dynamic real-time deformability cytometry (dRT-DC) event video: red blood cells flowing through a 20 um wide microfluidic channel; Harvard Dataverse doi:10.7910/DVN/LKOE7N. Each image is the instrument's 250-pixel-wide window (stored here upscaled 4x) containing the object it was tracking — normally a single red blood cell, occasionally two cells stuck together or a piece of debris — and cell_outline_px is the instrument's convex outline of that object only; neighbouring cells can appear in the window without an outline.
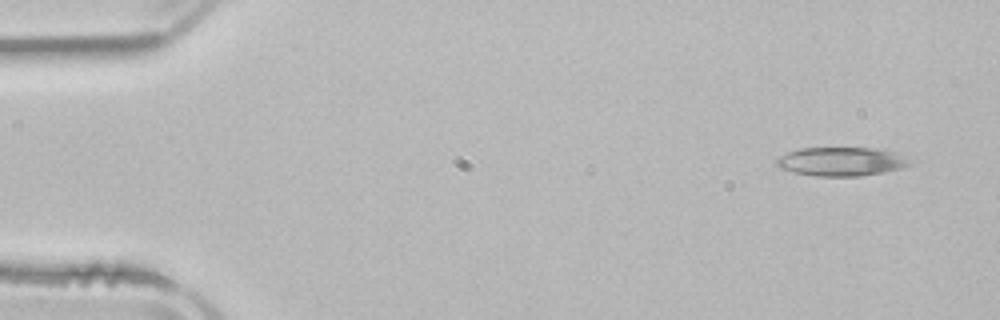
{"species": "common noctule bat (a hibernating species)", "species_latin": "Nyctalus noctula", "temperature_condition": "room temperature", "stored_images_in_passage": 4, "camera_frame_rate_fps": 3000, "um_per_image_px": 0.085, "animal": {"sex": "male", "body_mass_g": 21.5, "forearm_length_mm": 52.0}, "frame": {"image": 1, "passage_image": 1, "time_ms": 0.0, "image_size_px": [1000, 320], "cell_outline_px": [[908, 164], [900, 168], [860, 176], [816, 176], [796, 172], [780, 168], [776, 164], [776, 160], [780, 156], [788, 152], [800, 148], [876, 148], [896, 152], [904, 156]], "centroid_in_image_um": [71.46, 13.72], "position_along_channel_um": 13.5, "area_um2": 21.91}}
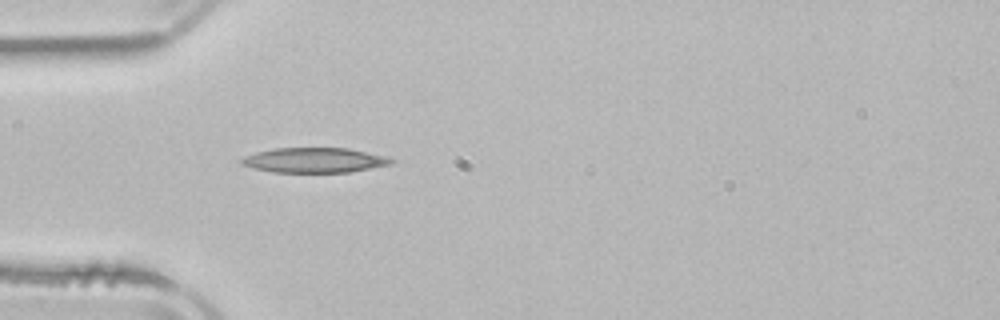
{"frame": {"image": 2, "passage_image": 4, "time_ms": 4.0, "image_size_px": [1000, 320], "cell_outline_px": [[396, 160], [392, 164], [348, 172], [272, 172], [240, 164], [240, 160], [244, 156], [256, 152], [276, 148], [348, 148], [388, 156]], "centroid_in_image_um": [26.76, 13.61], "position_along_channel_um": 58.2, "area_um2": 21.73}}